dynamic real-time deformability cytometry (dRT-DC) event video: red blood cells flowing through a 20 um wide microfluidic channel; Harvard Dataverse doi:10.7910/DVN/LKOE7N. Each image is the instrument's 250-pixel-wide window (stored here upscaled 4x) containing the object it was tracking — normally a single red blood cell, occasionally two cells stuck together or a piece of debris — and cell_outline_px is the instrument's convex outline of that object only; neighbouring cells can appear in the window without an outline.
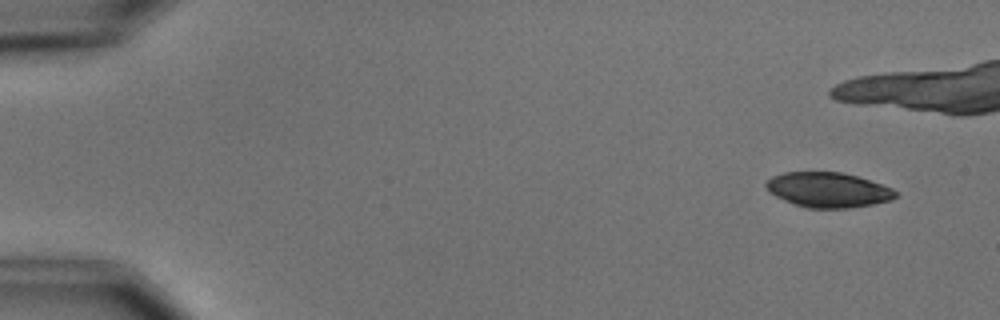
{"species": "common noctule bat (a hibernating species)", "species_latin": "Nyctalus noctula", "temperature_condition": "cold", "stored_images_in_passage": 10, "camera_frame_rate_fps": 3000, "um_per_image_px": 0.085, "animal": {"sex": "male", "body_mass_g": 15.6}, "frame": {"image": 1, "passage_image": 1, "time_ms": 0.0, "image_size_px": [1000, 320], "cell_outline_px": [[896, 196], [892, 200], [872, 204], [848, 208], [808, 208], [796, 204], [776, 196], [764, 184], [772, 176], [784, 172], [840, 172], [856, 176], [892, 188], [896, 192]], "centroid_in_image_um": [70.4, 16.13], "position_along_channel_um": 14.6, "area_um2": 25.95}}